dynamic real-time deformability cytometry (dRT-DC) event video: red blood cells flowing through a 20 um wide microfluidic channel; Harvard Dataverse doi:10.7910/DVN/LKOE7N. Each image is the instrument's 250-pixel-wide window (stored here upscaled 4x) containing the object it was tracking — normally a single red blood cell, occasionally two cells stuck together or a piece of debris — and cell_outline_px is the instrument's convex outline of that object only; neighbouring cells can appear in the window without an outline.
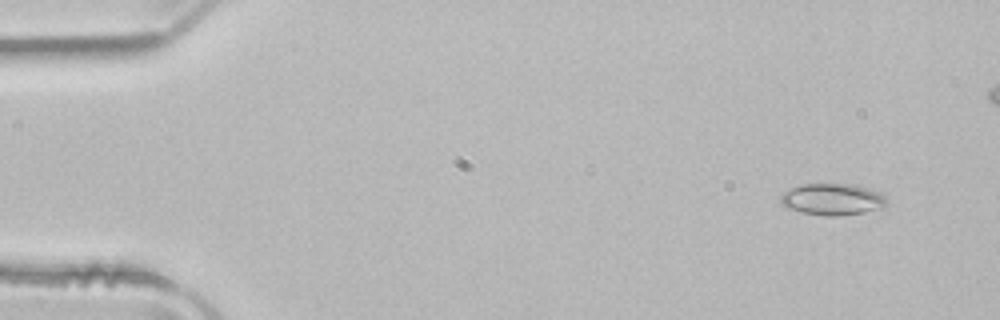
{"species": "common noctule bat (a hibernating species)", "species_latin": "Nyctalus noctula", "temperature_condition": "room temperature", "stored_images_in_passage": 48, "camera_frame_rate_fps": 3000, "um_per_image_px": 0.085, "animal": {"sex": "male", "body_mass_g": 21.5, "forearm_length_mm": 52.0}, "frame": {"image": 1, "passage_image": 1, "time_ms": 0.0, "image_size_px": [1000, 320], "cell_outline_px": [[884, 204], [880, 208], [864, 212], [836, 216], [824, 216], [800, 212], [788, 208], [780, 204], [780, 192], [800, 184], [856, 184], [868, 188], [884, 196]], "centroid_in_image_um": [70.65, 16.93], "position_along_channel_um": 14.4, "area_um2": 19.54}}
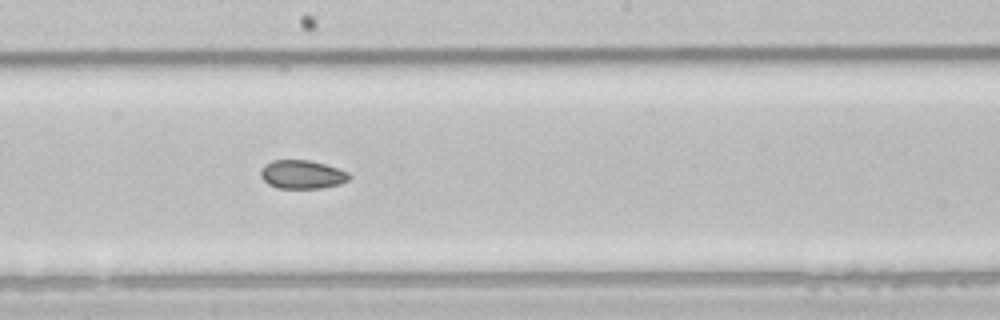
{"frame": {"image": 2, "passage_image": 25, "time_ms": 8.0, "image_size_px": [1000, 320], "cell_outline_px": [[352, 176], [348, 180], [340, 184], [320, 188], [276, 188], [268, 184], [260, 176], [260, 172], [264, 164], [272, 160], [308, 160], [324, 164], [348, 172]], "centroid_in_image_um": [25.66, 14.83], "position_along_channel_um": 222.5, "area_um2": 14.74}}
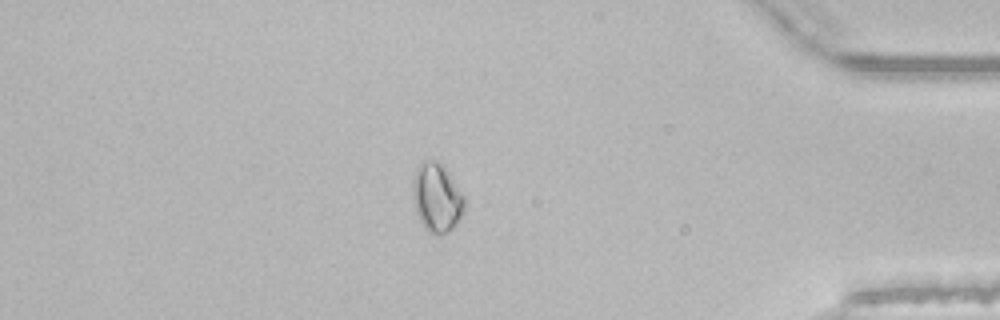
{"frame": {"image": 3, "passage_image": 41, "time_ms": 13.333, "image_size_px": [1000, 320], "cell_outline_px": [[464, 212], [456, 224], [448, 232], [428, 232], [424, 228], [416, 212], [412, 196], [412, 180], [416, 168], [424, 160], [436, 160], [448, 172], [464, 196]], "centroid_in_image_um": [37.1, 16.78], "position_along_channel_um": 398.1, "area_um2": 20.52}}